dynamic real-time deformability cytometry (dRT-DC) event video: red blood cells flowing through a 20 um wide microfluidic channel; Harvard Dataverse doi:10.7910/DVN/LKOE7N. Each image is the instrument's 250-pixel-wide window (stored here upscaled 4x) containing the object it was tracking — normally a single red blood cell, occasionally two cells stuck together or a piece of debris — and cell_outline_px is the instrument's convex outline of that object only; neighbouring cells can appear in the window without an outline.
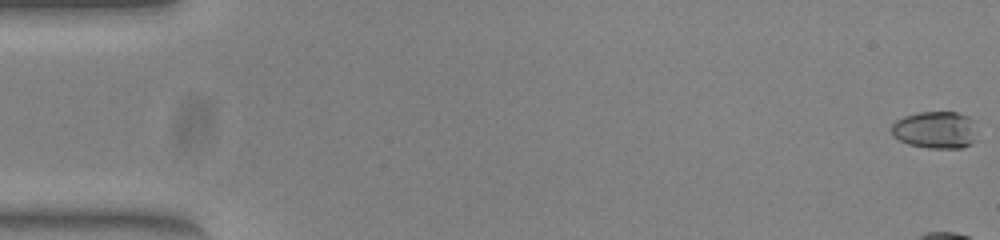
{"species": "common noctule bat (a hibernating species)", "species_latin": "Nyctalus noctula", "temperature_condition": "warm", "stored_images_in_passage": 10, "camera_frame_rate_fps": 3000, "um_per_image_px": 0.085, "animal": {"sex": "female", "body_mass_g": 23.0, "forearm_length_mm": 53.4}, "frame": {"image": 1, "passage_image": 1, "time_ms": 0.0, "image_size_px": [1000, 240], "cell_outline_px": [[976, 140], [972, 144], [960, 148], [928, 148], [908, 144], [892, 136], [892, 124], [896, 120], [904, 116], [920, 112], [956, 112], [968, 116], [976, 120]], "centroid_in_image_um": [79.55, 11.04], "position_along_channel_um": 5.4, "area_um2": 18.9}}